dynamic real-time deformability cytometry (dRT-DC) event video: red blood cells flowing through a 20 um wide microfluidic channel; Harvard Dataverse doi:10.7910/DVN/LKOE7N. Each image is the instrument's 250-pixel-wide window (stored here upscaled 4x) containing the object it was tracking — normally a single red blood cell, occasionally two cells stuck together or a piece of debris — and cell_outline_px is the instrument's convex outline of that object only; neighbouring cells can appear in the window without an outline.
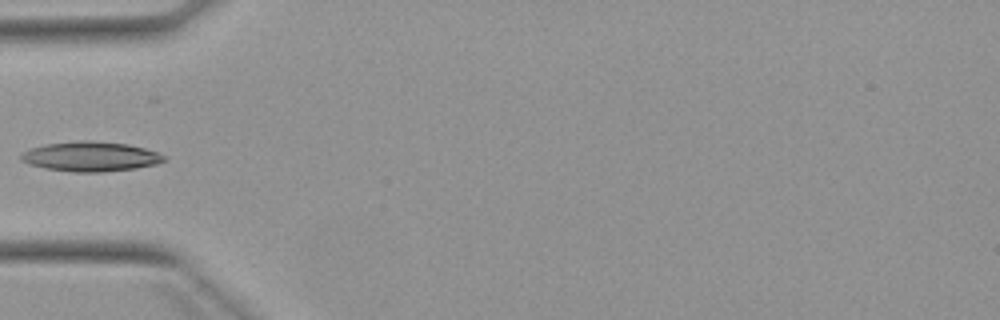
{"species": "Egyptian fruit bat (a non-hibernating species)", "species_latin": "Rousettus aegyptiacus", "temperature_condition": "warm", "stored_images_in_passage": 6, "camera_frame_rate_fps": 3000, "um_per_image_px": 0.085, "animal": {"sex": "female"}, "frame": {"image": 1, "passage_image": 5, "time_ms": 5.0, "image_size_px": [1000, 320], "cell_outline_px": [[164, 160], [156, 164], [136, 168], [104, 172], [72, 172], [44, 168], [28, 164], [20, 160], [20, 152], [44, 144], [80, 140], [88, 140], [128, 144], [144, 148], [156, 152], [164, 156]], "centroid_in_image_um": [7.64, 13.3], "position_along_channel_um": 77.4, "area_um2": 24.85}}
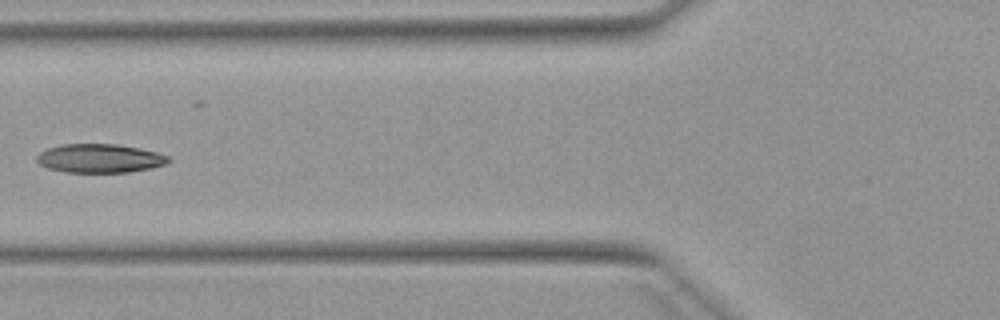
{"frame": {"image": 2, "passage_image": 6, "time_ms": 6.0, "image_size_px": [1000, 320], "cell_outline_px": [[172, 160], [164, 164], [152, 168], [128, 172], [64, 172], [48, 168], [40, 164], [36, 160], [36, 156], [40, 152], [48, 148], [60, 144], [116, 144], [140, 148], [172, 156]], "centroid_in_image_um": [8.5, 13.45], "position_along_channel_um": 117.3, "area_um2": 22.2}}